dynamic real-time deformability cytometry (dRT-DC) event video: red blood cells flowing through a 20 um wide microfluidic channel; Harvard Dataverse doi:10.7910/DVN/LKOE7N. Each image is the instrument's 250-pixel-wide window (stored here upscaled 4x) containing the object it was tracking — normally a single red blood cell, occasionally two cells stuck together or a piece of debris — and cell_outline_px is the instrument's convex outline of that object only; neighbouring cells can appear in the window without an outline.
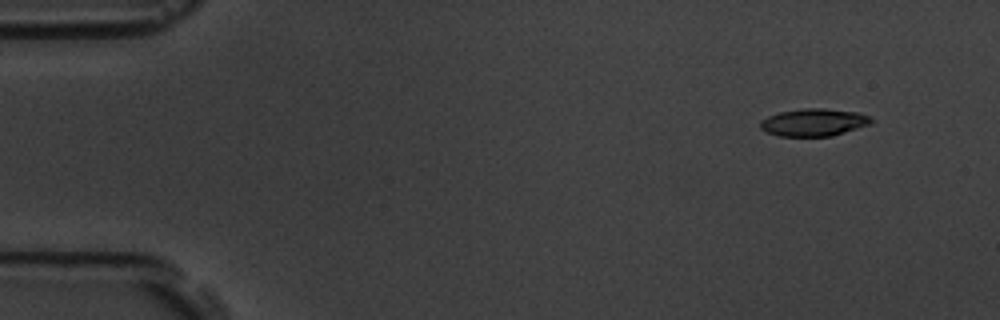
{"species": "common noctule bat (a hibernating species)", "species_latin": "Nyctalus noctula", "temperature_condition": "room temperature", "stored_images_in_passage": 6, "camera_frame_rate_fps": 3000, "um_per_image_px": 0.085, "animal": {"sex": "male", "body_mass_g": 19.5, "forearm_length_mm": 54.6}, "frame": {"image": 1, "passage_image": 2, "time_ms": 1.0, "image_size_px": [1000, 320], "cell_outline_px": [[876, 120], [872, 124], [832, 136], [780, 136], [768, 132], [760, 128], [760, 120], [768, 116], [780, 112], [804, 108], [824, 108], [860, 112]], "centroid_in_image_um": [69.22, 10.39], "position_along_channel_um": 15.8, "area_um2": 17.92}}
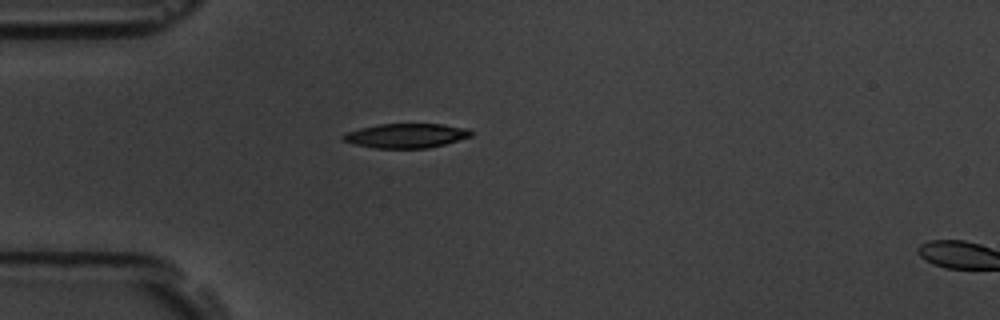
{"frame": {"image": 2, "passage_image": 5, "time_ms": 4.667, "image_size_px": [1000, 320], "cell_outline_px": [[472, 136], [444, 144], [428, 148], [376, 148], [356, 144], [344, 140], [340, 136], [344, 132], [360, 128], [380, 124], [444, 124], [468, 128], [472, 132]], "centroid_in_image_um": [34.52, 11.52], "position_along_channel_um": 50.5, "area_um2": 18.15}}